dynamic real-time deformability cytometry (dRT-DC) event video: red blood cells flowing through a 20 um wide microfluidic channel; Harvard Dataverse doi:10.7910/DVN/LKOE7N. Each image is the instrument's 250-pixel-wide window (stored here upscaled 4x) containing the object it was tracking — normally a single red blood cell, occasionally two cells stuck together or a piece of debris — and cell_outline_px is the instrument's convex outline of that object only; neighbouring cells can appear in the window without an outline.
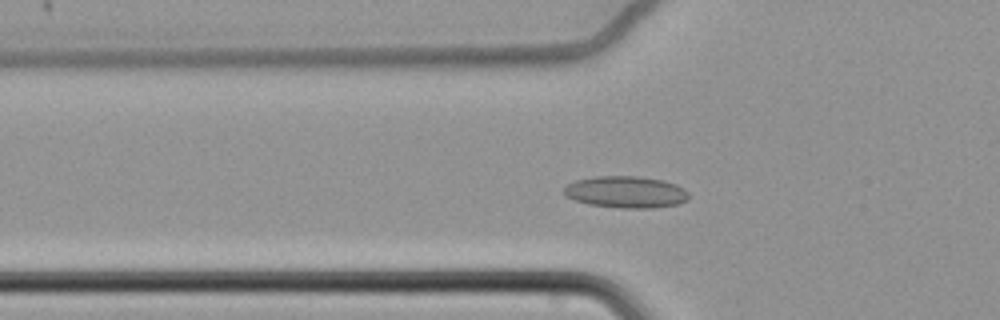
{"species": "common noctule bat (a hibernating species)", "species_latin": "Nyctalus noctula", "temperature_condition": "cold", "stored_images_in_passage": 53, "camera_frame_rate_fps": 3000, "um_per_image_px": 0.085, "animal": {"sex": "female", "body_mass_g": 22.7, "forearm_length_mm": 54.2}, "frame": {"image": 1, "passage_image": 13, "time_ms": 4.0, "image_size_px": [1000, 320], "cell_outline_px": [[688, 200], [676, 204], [652, 208], [620, 208], [588, 204], [564, 196], [564, 188], [568, 184], [576, 180], [596, 176], [636, 176], [664, 180], [676, 184], [684, 188], [688, 192]], "centroid_in_image_um": [53.21, 16.32], "position_along_channel_um": 72.6, "area_um2": 23.12}}
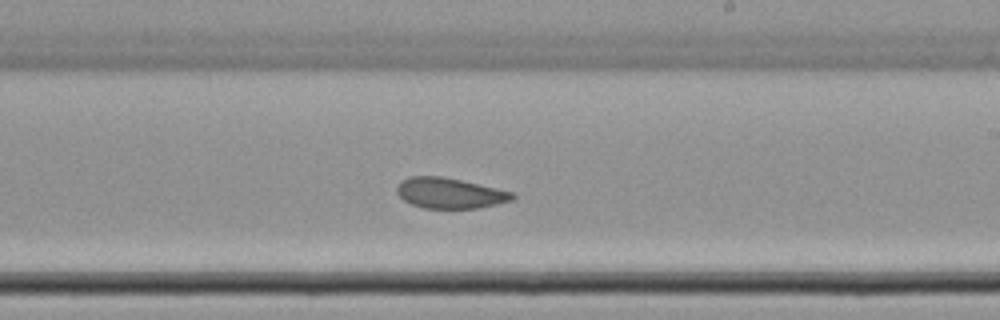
{"frame": {"image": 2, "passage_image": 29, "time_ms": 9.333, "image_size_px": [1000, 320], "cell_outline_px": [[516, 196], [512, 200], [496, 204], [476, 208], [424, 208], [412, 204], [404, 200], [396, 192], [396, 188], [400, 180], [408, 176], [440, 176], [460, 180], [496, 188], [512, 192]], "centroid_in_image_um": [38.19, 16.41], "position_along_channel_um": 250.8, "area_um2": 20.4}}
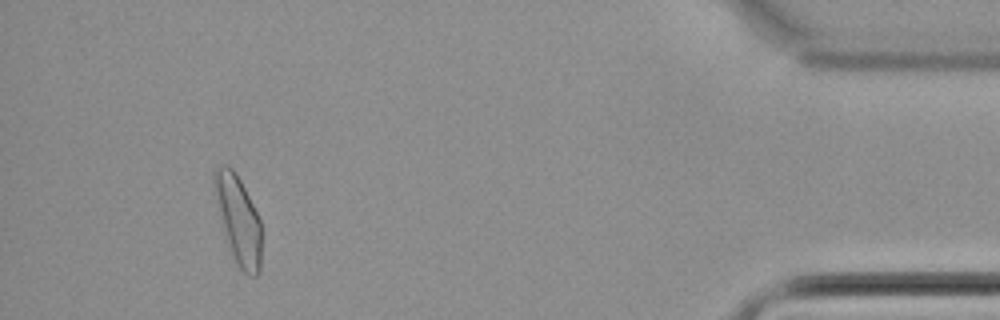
{"frame": {"image": 3, "passage_image": 49, "time_ms": 16.0, "image_size_px": [1000, 320], "cell_outline_px": [[260, 272], [256, 276], [248, 276], [236, 264], [232, 256], [224, 232], [212, 184], [212, 172], [216, 164], [228, 164], [232, 168], [240, 180], [260, 220]], "centroid_in_image_um": [20.21, 18.63], "position_along_channel_um": 415.0, "area_um2": 24.1}, "authors_computed_cell_mechanics": {"area_um2": 22.0796, "velocity_mm_per_s": 3.3785, "shape_relaxation_time_tau1_ms": null, "shape_relaxation_time_tau2_ms": 2.3937, "deformation_change_tau1": null, "deformation_change_tau2": 0.0693}}